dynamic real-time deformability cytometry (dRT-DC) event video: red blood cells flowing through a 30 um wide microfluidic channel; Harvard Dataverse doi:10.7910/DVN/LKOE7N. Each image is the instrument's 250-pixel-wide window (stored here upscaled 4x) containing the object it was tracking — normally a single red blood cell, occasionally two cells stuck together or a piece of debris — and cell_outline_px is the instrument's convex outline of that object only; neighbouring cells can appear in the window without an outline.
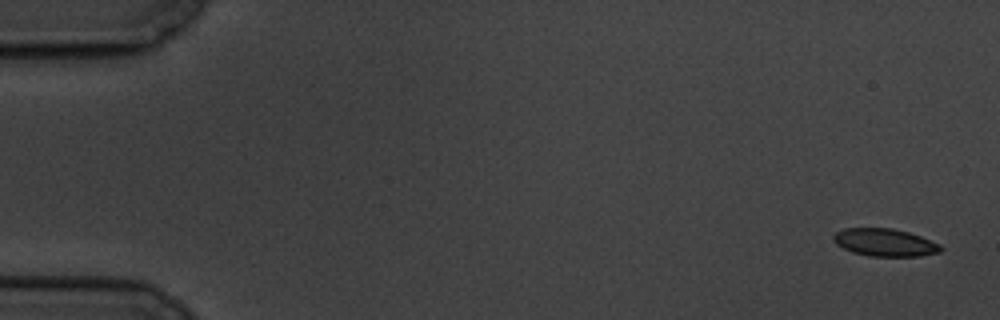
{"species": "common noctule bat (a hibernating species)", "species_latin": "Nyctalus noctula", "temperature_condition": "cold", "stored_images_in_passage": 7, "camera_frame_rate_fps": 3000, "um_per_image_px": 0.085, "animal": {"sex": "male", "body_mass_g": 19.5, "forearm_length_mm": 54.6}, "frame": {"image": 1, "passage_image": 1, "time_ms": 0.0, "image_size_px": [1000, 320], "cell_outline_px": [[944, 248], [940, 252], [920, 256], [868, 256], [852, 252], [836, 244], [832, 240], [832, 236], [836, 232], [844, 228], [892, 228], [908, 232], [920, 236], [940, 244]], "centroid_in_image_um": [75.2, 20.61], "position_along_channel_um": 9.8, "area_um2": 17.34}}
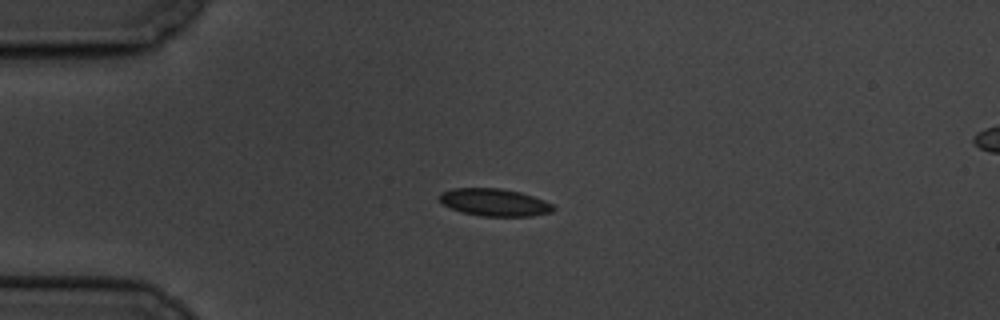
{"frame": {"image": 2, "passage_image": 5, "time_ms": 4.333, "image_size_px": [1000, 320], "cell_outline_px": [[556, 208], [552, 212], [532, 216], [480, 216], [460, 212], [444, 204], [440, 200], [440, 192], [452, 188], [500, 188], [520, 192], [544, 200], [552, 204]], "centroid_in_image_um": [42.04, 17.2], "position_along_channel_um": 43.0, "area_um2": 18.21}}
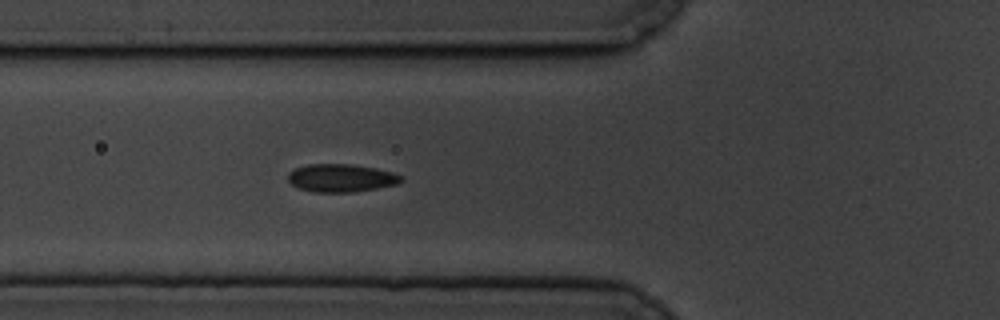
{"frame": {"image": 3, "passage_image": 7, "time_ms": 6.667, "image_size_px": [1000, 320], "cell_outline_px": [[404, 180], [396, 184], [376, 188], [352, 192], [312, 192], [300, 188], [292, 184], [288, 180], [288, 172], [296, 168], [308, 164], [352, 164], [376, 168], [392, 172], [404, 176]], "centroid_in_image_um": [29.01, 15.12], "position_along_channel_um": 96.8, "area_um2": 18.44}}